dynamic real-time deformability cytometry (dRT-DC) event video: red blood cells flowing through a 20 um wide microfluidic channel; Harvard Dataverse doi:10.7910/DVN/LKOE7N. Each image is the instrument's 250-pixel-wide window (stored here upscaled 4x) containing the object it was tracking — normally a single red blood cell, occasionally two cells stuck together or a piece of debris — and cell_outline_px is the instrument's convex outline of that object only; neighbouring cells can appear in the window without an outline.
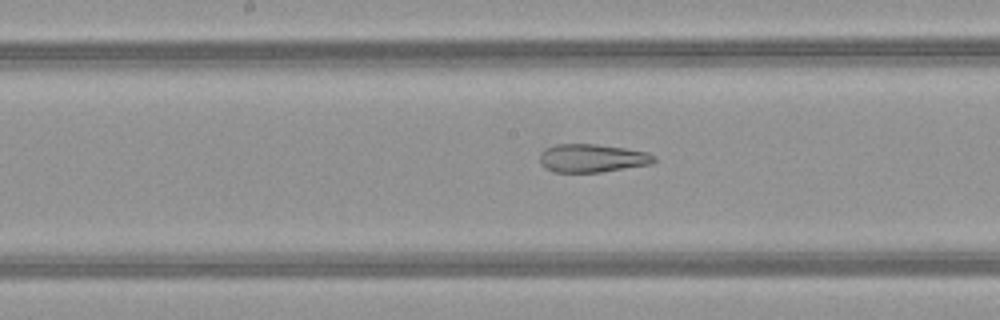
{"species": "common noctule bat (a hibernating species)", "species_latin": "Nyctalus noctula", "temperature_condition": "warm", "stored_images_in_passage": 51, "camera_frame_rate_fps": 3000, "um_per_image_px": 0.085, "animal": {"sex": "female", "body_mass_g": 21.9}, "frame": {"image": 1, "passage_image": 27, "time_ms": 8.667, "image_size_px": [1000, 320], "cell_outline_px": [[656, 160], [652, 164], [600, 172], [552, 172], [544, 168], [540, 164], [540, 152], [544, 148], [556, 144], [596, 144], [624, 148], [648, 152], [656, 156]], "centroid_in_image_um": [50.31, 13.44], "position_along_channel_um": 197.9, "area_um2": 19.02}}
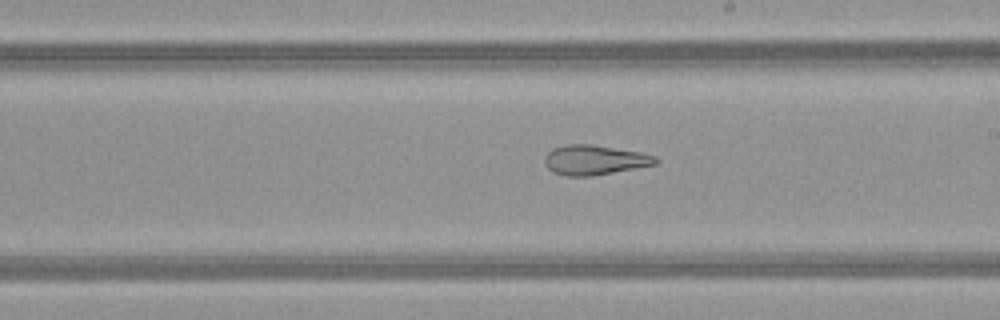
{"frame": {"image": 2, "passage_image": 30, "time_ms": 9.667, "image_size_px": [1000, 320], "cell_outline_px": [[660, 160], [656, 164], [592, 176], [564, 176], [552, 172], [548, 168], [544, 160], [544, 156], [552, 148], [564, 144], [592, 144], [640, 152], [656, 156]], "centroid_in_image_um": [50.51, 13.59], "position_along_channel_um": 238.5, "area_um2": 19.36}}
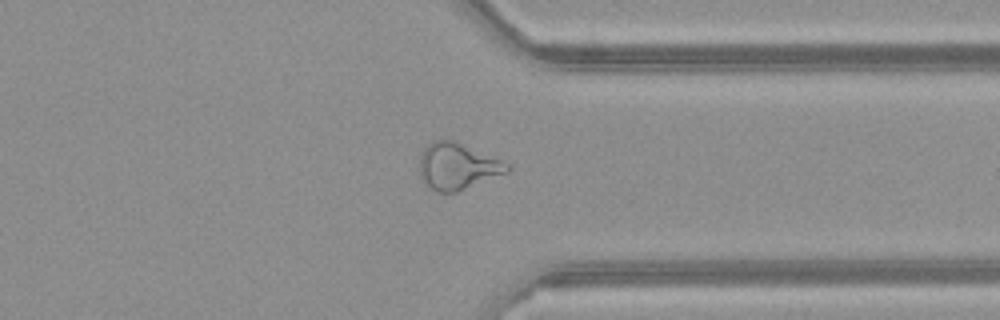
{"frame": {"image": 3, "passage_image": 40, "time_ms": 13.0, "image_size_px": [1000, 320], "cell_outline_px": [[512, 168], [508, 172], [456, 192], [436, 192], [420, 176], [420, 156], [424, 148], [432, 140], [452, 140], [500, 160], [508, 164]], "centroid_in_image_um": [38.87, 14.14], "position_along_channel_um": 372.5, "area_um2": 23.18}, "authors_computed_cell_mechanics": {"area_um2": 26.7036, "velocity_mm_per_s": 4.0712, "shape_relaxation_time_tau1_ms": null, "shape_relaxation_time_tau2_ms": 2.779, "deformation_change_tau1": null, "deformation_change_tau2": 0.1363}}